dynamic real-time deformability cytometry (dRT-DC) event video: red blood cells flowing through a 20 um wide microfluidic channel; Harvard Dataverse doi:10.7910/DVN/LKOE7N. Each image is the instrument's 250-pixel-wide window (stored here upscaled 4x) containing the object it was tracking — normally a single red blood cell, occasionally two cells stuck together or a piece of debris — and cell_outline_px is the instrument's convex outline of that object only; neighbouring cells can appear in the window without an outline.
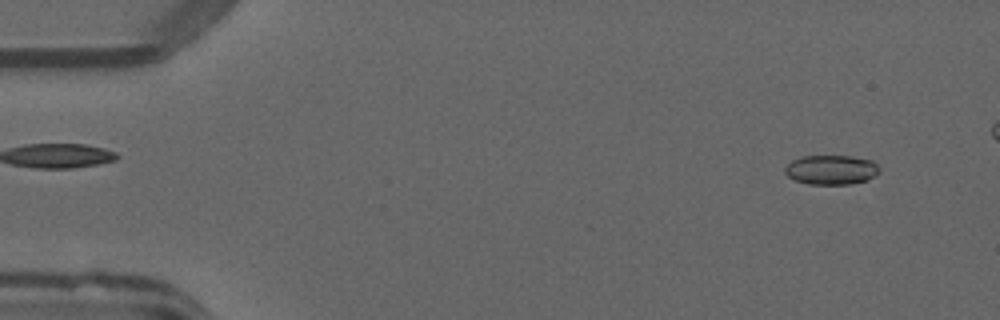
{"species": "common noctule bat (a hibernating species)", "species_latin": "Nyctalus noctula", "temperature_condition": "warm", "stored_images_in_passage": 47, "camera_frame_rate_fps": 3000, "um_per_image_px": 0.085, "animal": {"sex": "male", "forearm_length_mm": 52.5}, "frame": {"image": 1, "passage_image": 4, "time_ms": 1.0, "image_size_px": [1000, 320], "cell_outline_px": [[880, 172], [868, 180], [848, 184], [808, 184], [796, 180], [788, 176], [784, 172], [784, 168], [792, 160], [804, 156], [852, 156], [872, 160], [880, 168]], "centroid_in_image_um": [70.67, 14.43], "position_along_channel_um": 14.3, "area_um2": 16.24}}
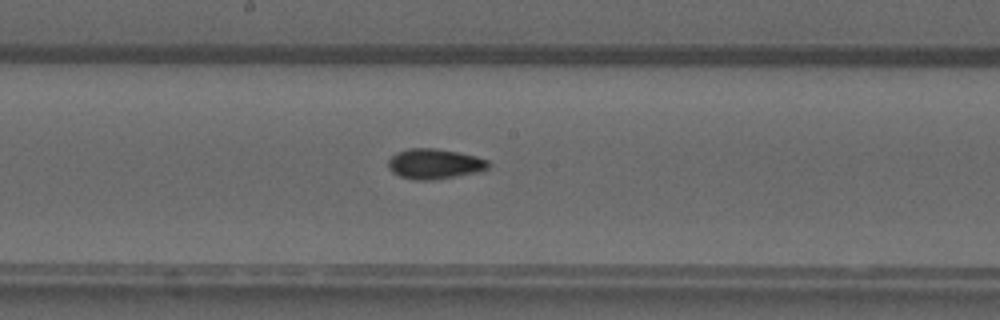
{"frame": {"image": 2, "passage_image": 27, "time_ms": 8.667, "image_size_px": [1000, 320], "cell_outline_px": [[488, 168], [484, 172], [428, 180], [412, 180], [400, 176], [392, 172], [388, 168], [388, 160], [396, 152], [408, 148], [436, 148], [476, 156], [488, 160]], "centroid_in_image_um": [36.93, 13.93], "position_along_channel_um": 211.3, "area_um2": 17.74}}
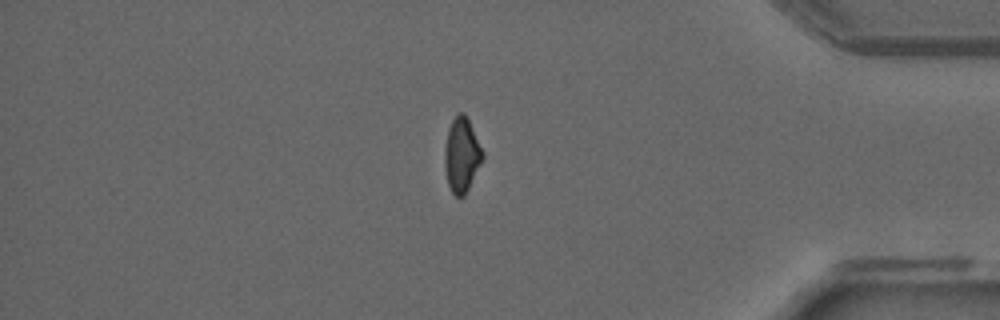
{"frame": {"image": 3, "passage_image": 43, "time_ms": 14.0, "image_size_px": [1000, 320], "cell_outline_px": [[484, 156], [464, 196], [456, 196], [452, 192], [448, 184], [444, 164], [444, 148], [448, 128], [456, 112], [464, 112], [484, 152]], "centroid_in_image_um": [39.22, 13.13], "position_along_channel_um": 396.0, "area_um2": 16.36}, "authors_computed_cell_mechanics": {"area_um2": 16.8776, "velocity_mm_per_s": 4.0567, "shape_relaxation_time_tau1_ms": null, "shape_relaxation_time_tau2_ms": 1.5634, "deformation_change_tau1": null, "deformation_change_tau2": 0.0623}}